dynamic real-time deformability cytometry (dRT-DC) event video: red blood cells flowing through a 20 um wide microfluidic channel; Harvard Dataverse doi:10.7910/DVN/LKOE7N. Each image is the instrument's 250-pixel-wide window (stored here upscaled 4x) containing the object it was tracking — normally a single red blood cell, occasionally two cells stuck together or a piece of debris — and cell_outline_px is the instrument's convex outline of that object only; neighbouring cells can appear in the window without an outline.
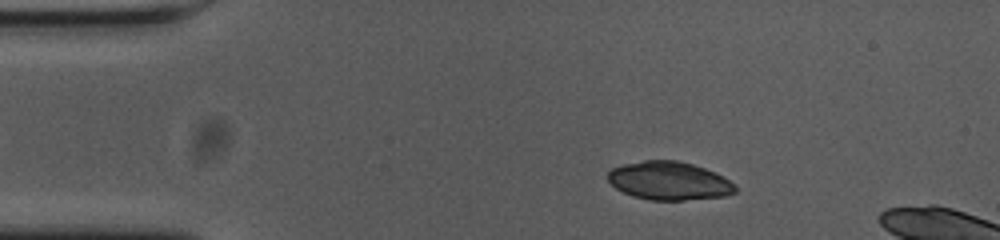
{"species": "common noctule bat (a hibernating species)", "species_latin": "Nyctalus noctula", "temperature_condition": "cold", "stored_images_in_passage": 12, "camera_frame_rate_fps": 3000, "um_per_image_px": 0.085, "animal": {"sex": "female", "body_mass_g": 23.0, "forearm_length_mm": 53.4}, "frame": {"image": 1, "passage_image": 7, "time_ms": 2.0, "image_size_px": [1000, 240], "cell_outline_px": [[736, 192], [724, 196], [684, 200], [648, 200], [624, 192], [616, 188], [608, 180], [608, 172], [612, 168], [624, 164], [644, 160], [676, 160], [692, 164], [716, 172], [724, 176], [736, 188]], "centroid_in_image_um": [56.87, 15.36], "position_along_channel_um": 28.1, "area_um2": 28.26}}